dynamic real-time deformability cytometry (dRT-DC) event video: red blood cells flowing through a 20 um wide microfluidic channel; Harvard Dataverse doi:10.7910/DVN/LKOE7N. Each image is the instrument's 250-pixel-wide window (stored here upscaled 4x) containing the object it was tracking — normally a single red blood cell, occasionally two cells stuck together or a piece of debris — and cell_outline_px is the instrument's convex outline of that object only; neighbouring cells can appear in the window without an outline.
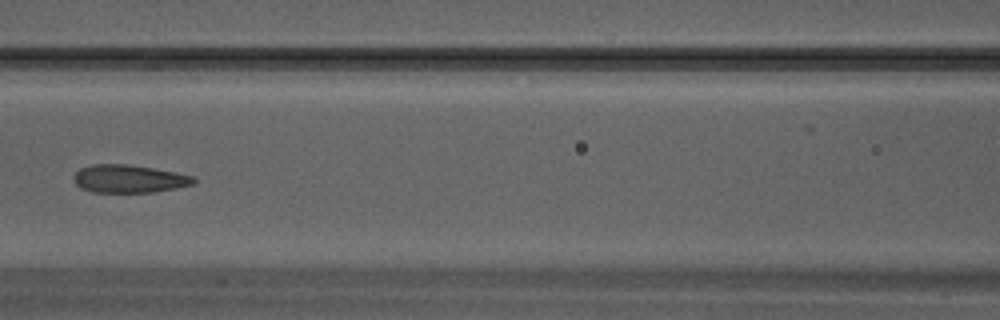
{"species": "Egyptian fruit bat (a non-hibernating species)", "species_latin": "Rousettus aegyptiacus", "temperature_condition": "warm", "stored_images_in_passage": 31, "camera_frame_rate_fps": 3000, "um_per_image_px": 0.085, "animal": {"sex": "male"}, "frame": {"image": 1, "passage_image": 14, "time_ms": 4.333, "image_size_px": [1000, 320], "cell_outline_px": [[196, 180], [192, 184], [176, 188], [152, 192], [92, 192], [80, 188], [72, 180], [72, 176], [80, 168], [92, 164], [128, 164], [152, 168], [192, 176]], "centroid_in_image_um": [10.88, 15.2], "position_along_channel_um": 155.7, "area_um2": 19.42}}
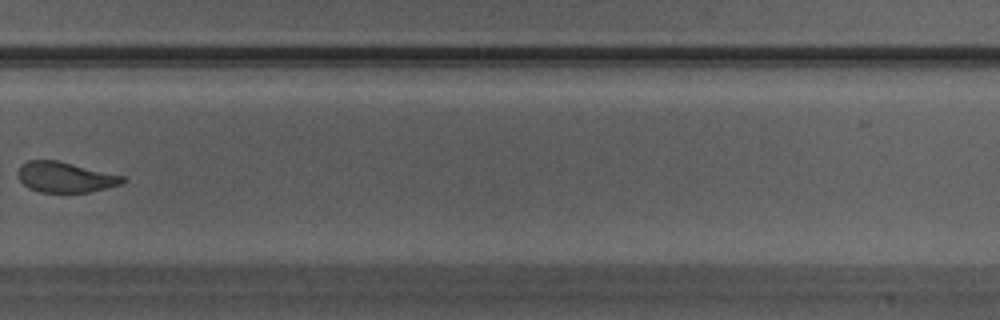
{"frame": {"image": 2, "passage_image": 22, "time_ms": 7.0, "image_size_px": [1000, 320], "cell_outline_px": [[128, 180], [120, 184], [88, 192], [40, 192], [28, 188], [20, 180], [16, 172], [20, 164], [28, 160], [56, 160], [124, 176]], "centroid_in_image_um": [5.5, 15.05], "position_along_channel_um": 324.3, "area_um2": 18.5}}